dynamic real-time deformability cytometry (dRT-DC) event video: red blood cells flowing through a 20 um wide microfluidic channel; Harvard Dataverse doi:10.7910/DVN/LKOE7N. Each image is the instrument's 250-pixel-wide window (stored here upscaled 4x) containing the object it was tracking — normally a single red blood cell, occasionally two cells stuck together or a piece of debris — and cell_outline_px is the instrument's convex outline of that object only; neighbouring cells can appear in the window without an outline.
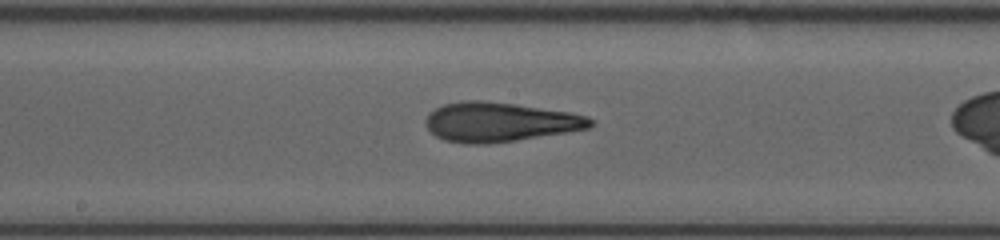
{"species": "human", "species_latin": "Homo sapiens", "temperature_condition": "room temperature", "stored_images_in_passage": 39, "camera_frame_rate_fps": 3000, "um_per_image_px": 0.085, "donor": {"sex": "female"}, "frame": {"image": 1, "passage_image": 25, "time_ms": 8.0, "image_size_px": [1000, 240], "cell_outline_px": [[596, 124], [588, 128], [516, 140], [488, 144], [464, 144], [444, 140], [436, 136], [424, 124], [424, 120], [428, 112], [444, 104], [460, 100], [480, 100], [516, 104], [568, 112], [588, 116], [596, 120]], "centroid_in_image_um": [42.44, 10.36], "position_along_channel_um": 205.8, "area_um2": 37.97}}
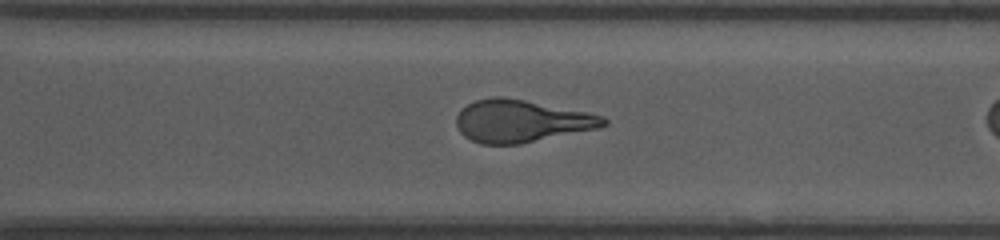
{"frame": {"image": 2, "passage_image": 34, "time_ms": 11.0, "image_size_px": [1000, 240], "cell_outline_px": [[608, 124], [600, 128], [520, 144], [480, 144], [464, 136], [460, 132], [456, 124], [456, 116], [460, 108], [476, 100], [492, 96], [504, 96], [588, 112], [604, 116], [608, 120]], "centroid_in_image_um": [44.31, 10.28], "position_along_channel_um": 326.3, "area_um2": 36.65}}
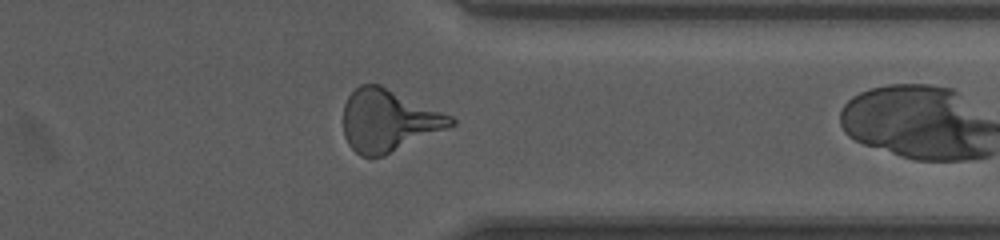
{"frame": {"image": 3, "passage_image": 38, "time_ms": 12.333, "image_size_px": [1000, 240], "cell_outline_px": [[456, 124], [448, 128], [384, 156], [360, 156], [348, 144], [344, 136], [344, 104], [348, 96], [360, 84], [380, 84], [452, 116], [456, 120]], "centroid_in_image_um": [33.02, 10.24], "position_along_channel_um": 378.4, "area_um2": 38.78}}